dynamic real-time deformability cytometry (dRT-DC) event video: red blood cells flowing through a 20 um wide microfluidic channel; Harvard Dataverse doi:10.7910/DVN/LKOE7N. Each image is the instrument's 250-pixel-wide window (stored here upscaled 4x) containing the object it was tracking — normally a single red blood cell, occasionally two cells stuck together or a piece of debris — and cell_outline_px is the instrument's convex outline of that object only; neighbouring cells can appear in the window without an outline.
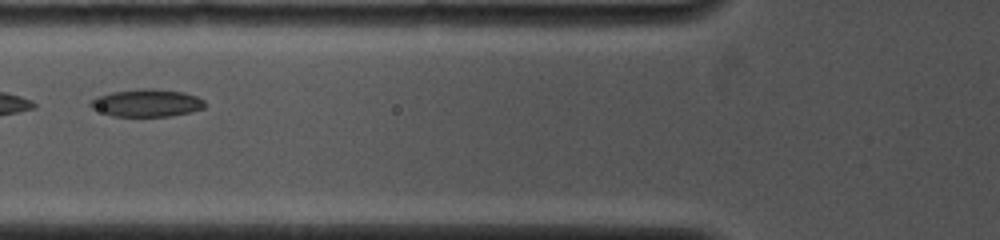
{"species": "common noctule bat (a hibernating species)", "species_latin": "Nyctalus noctula", "temperature_condition": "cold", "stored_images_in_passage": 10, "camera_frame_rate_fps": 4000, "um_per_image_px": 0.085, "animal": {"sex": "female", "body_mass_g": 19.0, "forearm_length_mm": 53.3}, "frame": {"image": 1, "passage_image": 2, "time_ms": 1.25, "image_size_px": [1000, 240], "cell_outline_px": [[208, 104], [204, 108], [172, 116], [112, 116], [92, 108], [88, 104], [96, 96], [112, 92], [144, 88], [152, 88], [184, 92], [196, 96], [204, 100]], "centroid_in_image_um": [12.49, 8.74], "position_along_channel_um": 113.3, "area_um2": 18.38}}
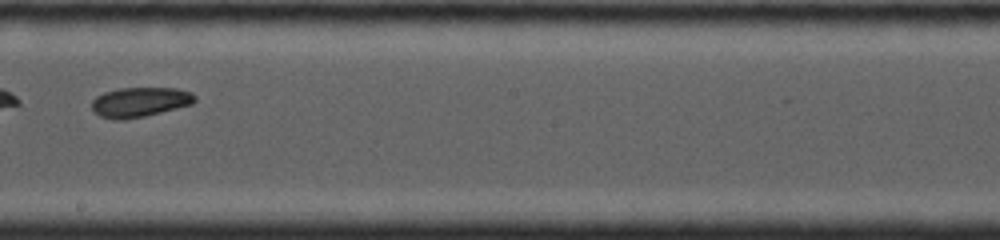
{"frame": {"image": 2, "passage_image": 6, "time_ms": 4.25, "image_size_px": [1000, 240], "cell_outline_px": [[196, 100], [192, 104], [144, 116], [124, 120], [112, 120], [100, 116], [92, 112], [92, 100], [96, 96], [104, 92], [120, 88], [176, 88], [192, 92], [196, 96]], "centroid_in_image_um": [11.86, 8.68], "position_along_channel_um": 236.3, "area_um2": 17.98}}